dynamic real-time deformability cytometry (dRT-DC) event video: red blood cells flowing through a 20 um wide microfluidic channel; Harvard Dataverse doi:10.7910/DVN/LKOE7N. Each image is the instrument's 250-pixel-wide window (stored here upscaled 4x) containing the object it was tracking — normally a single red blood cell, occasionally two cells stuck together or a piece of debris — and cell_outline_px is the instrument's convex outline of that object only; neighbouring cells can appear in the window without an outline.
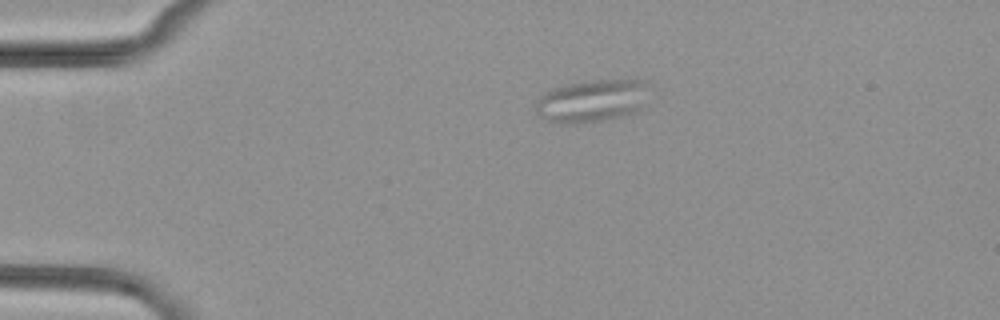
{"species": "common noctule bat (a hibernating species)", "species_latin": "Nyctalus noctula", "temperature_condition": "cold", "stored_images_in_passage": 2, "camera_frame_rate_fps": 3000, "um_per_image_px": 0.085, "animal": {"sex": "female", "body_mass_g": 29.2, "forearm_length_mm": 56.3}, "frame": {"image": 1, "passage_image": 1, "time_ms": 0.0, "image_size_px": [1000, 320], "cell_outline_px": [[648, 84], [644, 104], [636, 112], [604, 120], [576, 124], [560, 124], [548, 120], [540, 116], [536, 112], [536, 100], [544, 92], [552, 88], [568, 84], [588, 80], [644, 80]], "centroid_in_image_um": [50.29, 8.57], "position_along_channel_um": 34.7, "area_um2": 28.21}}